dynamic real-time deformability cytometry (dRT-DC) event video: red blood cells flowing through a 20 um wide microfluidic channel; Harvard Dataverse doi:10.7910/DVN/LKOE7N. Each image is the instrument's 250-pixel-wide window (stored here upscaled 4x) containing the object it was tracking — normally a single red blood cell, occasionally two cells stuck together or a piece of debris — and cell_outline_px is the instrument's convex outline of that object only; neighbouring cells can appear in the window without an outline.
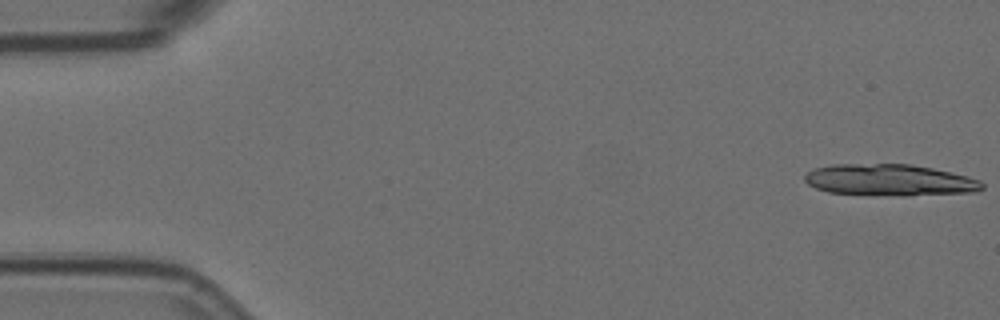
{"species": "Egyptian fruit bat (a non-hibernating species)", "species_latin": "Rousettus aegyptiacus", "temperature_condition": "room temperature", "stored_images_in_passage": 5, "camera_frame_rate_fps": 3000, "um_per_image_px": 0.085, "animal": {"sex": "female"}, "frame": {"image": 1, "passage_image": 1, "time_ms": 0.0, "image_size_px": [1000, 320], "cell_outline_px": [[984, 188], [972, 192], [904, 196], [900, 196], [828, 192], [816, 188], [808, 184], [804, 180], [804, 176], [812, 168], [832, 164], [912, 164], [932, 168], [968, 176], [980, 180], [984, 184]], "centroid_in_image_um": [75.61, 15.3], "position_along_channel_um": 9.4, "area_um2": 32.71}}
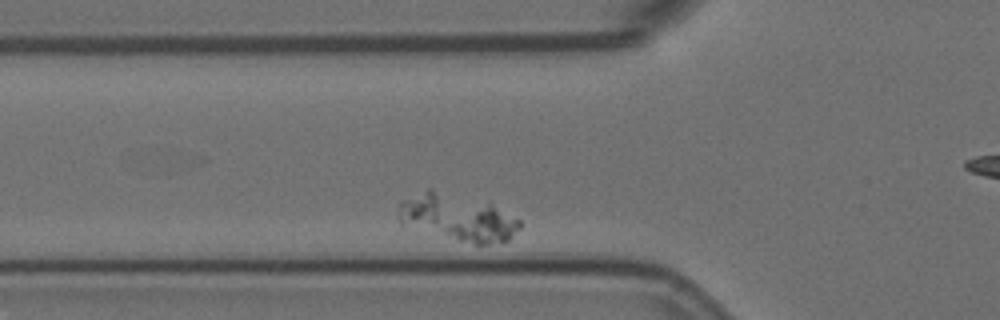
{"frame": {"image": 2, "passage_image": 4, "time_ms": 1.0, "image_size_px": [1000, 320], "cell_outline_px": [[520, 228], [508, 240], [488, 244], [476, 244], [460, 240], [400, 224], [400, 200], [428, 188], [432, 188], [488, 200], [520, 220]], "centroid_in_image_um": [38.93, 18.43], "position_along_channel_um": 86.9, "area_um2": 33.23}}